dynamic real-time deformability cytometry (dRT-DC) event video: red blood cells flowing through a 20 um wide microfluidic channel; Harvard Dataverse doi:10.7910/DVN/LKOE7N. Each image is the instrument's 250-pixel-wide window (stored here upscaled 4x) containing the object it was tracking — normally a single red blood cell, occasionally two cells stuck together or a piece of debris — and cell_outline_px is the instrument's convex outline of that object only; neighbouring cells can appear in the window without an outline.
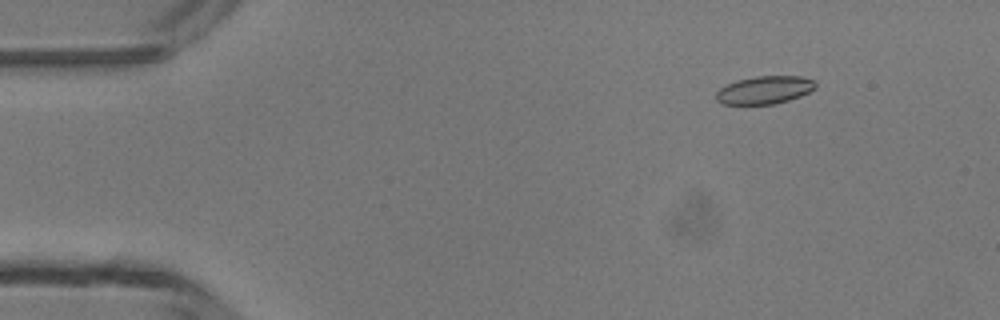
{"species": "common noctule bat (a hibernating species)", "species_latin": "Nyctalus noctula", "temperature_condition": "room temperature", "stored_images_in_passage": 4, "camera_frame_rate_fps": 3000, "um_per_image_px": 0.085, "animal": {"sex": "male", "body_mass_g": 13.3}, "frame": {"image": 1, "passage_image": 1, "time_ms": 0.0, "image_size_px": [1000, 320], "cell_outline_px": [[816, 88], [800, 96], [788, 100], [772, 104], [720, 104], [716, 100], [716, 92], [720, 88], [736, 80], [756, 76], [800, 76], [816, 80]], "centroid_in_image_um": [64.99, 7.64], "position_along_channel_um": 20.0, "area_um2": 16.18}}
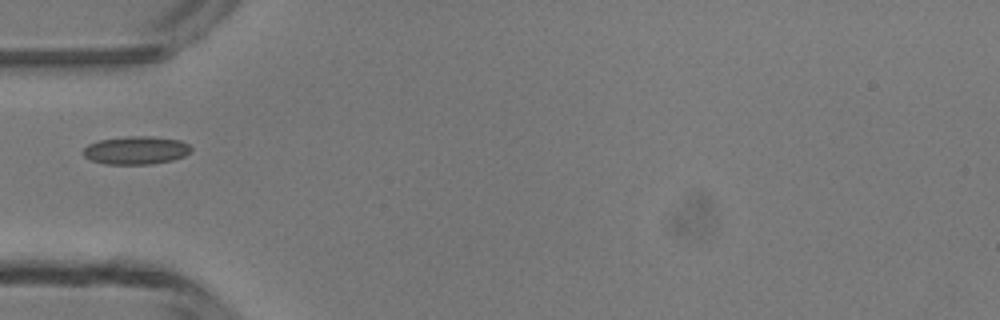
{"frame": {"image": 2, "passage_image": 4, "time_ms": 3.333, "image_size_px": [1000, 320], "cell_outline_px": [[192, 152], [184, 156], [172, 160], [152, 164], [104, 164], [92, 160], [84, 156], [80, 152], [88, 144], [100, 140], [128, 136], [152, 136], [180, 140], [188, 144], [192, 148]], "centroid_in_image_um": [11.57, 12.77], "position_along_channel_um": 73.4, "area_um2": 17.8}}